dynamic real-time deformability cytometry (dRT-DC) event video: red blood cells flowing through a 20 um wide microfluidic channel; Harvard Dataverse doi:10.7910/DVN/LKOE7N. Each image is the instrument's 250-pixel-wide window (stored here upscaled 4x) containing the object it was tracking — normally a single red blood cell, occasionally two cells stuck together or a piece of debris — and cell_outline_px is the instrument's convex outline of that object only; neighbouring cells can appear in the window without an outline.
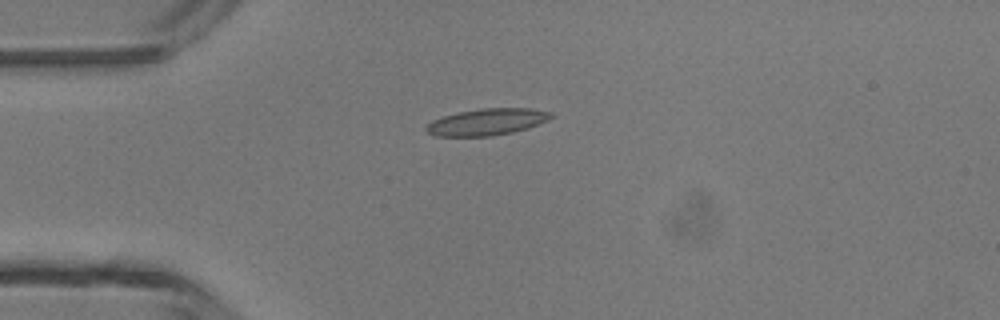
{"species": "common noctule bat (a hibernating species)", "species_latin": "Nyctalus noctula", "temperature_condition": "room temperature", "stored_images_in_passage": 5, "camera_frame_rate_fps": 3000, "um_per_image_px": 0.085, "animal": {"sex": "male", "body_mass_g": 13.3}, "frame": {"image": 1, "passage_image": 4, "time_ms": 3.333, "image_size_px": [1000, 320], "cell_outline_px": [[552, 116], [548, 120], [528, 128], [512, 132], [492, 136], [436, 136], [428, 132], [424, 128], [432, 120], [444, 116], [460, 112], [480, 108], [532, 108], [552, 112]], "centroid_in_image_um": [41.41, 10.36], "position_along_channel_um": 43.6, "area_um2": 19.31}}